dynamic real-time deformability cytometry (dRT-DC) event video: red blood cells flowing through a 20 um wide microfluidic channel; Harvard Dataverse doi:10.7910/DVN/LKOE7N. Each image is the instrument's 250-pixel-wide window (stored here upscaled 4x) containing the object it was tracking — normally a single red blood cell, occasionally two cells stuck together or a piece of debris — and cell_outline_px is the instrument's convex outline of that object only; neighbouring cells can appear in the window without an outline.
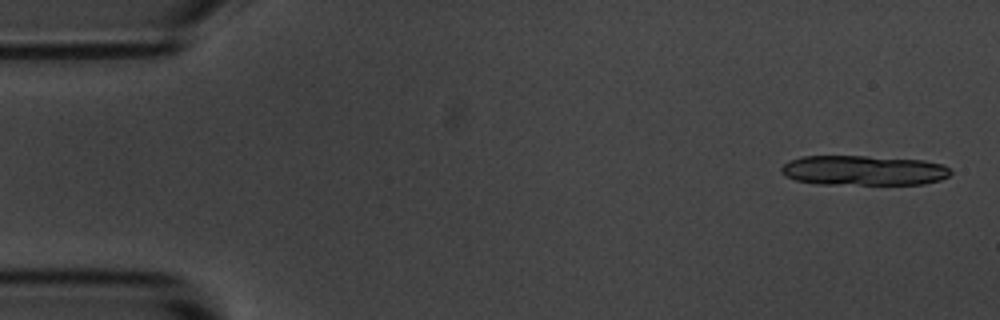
{"species": "common noctule bat (a hibernating species)", "species_latin": "Nyctalus noctula", "temperature_condition": "room temperature", "stored_images_in_passage": 5, "segment_of_instrument_passage": [1, 2], "camera_frame_rate_fps": 3000, "um_per_image_px": 0.085, "animal": {"sex": "male", "body_mass_g": 20.1, "forearm_length_mm": 53.5}, "frame": {"image": 1, "passage_image": 1, "time_ms": 0.0, "image_size_px": [1000, 320], "cell_outline_px": [[952, 172], [948, 176], [940, 180], [924, 184], [816, 184], [796, 180], [784, 176], [780, 172], [780, 168], [788, 160], [800, 156], [868, 156], [924, 160], [944, 164]], "centroid_in_image_um": [73.37, 14.48], "position_along_channel_um": 11.6, "area_um2": 29.82}}